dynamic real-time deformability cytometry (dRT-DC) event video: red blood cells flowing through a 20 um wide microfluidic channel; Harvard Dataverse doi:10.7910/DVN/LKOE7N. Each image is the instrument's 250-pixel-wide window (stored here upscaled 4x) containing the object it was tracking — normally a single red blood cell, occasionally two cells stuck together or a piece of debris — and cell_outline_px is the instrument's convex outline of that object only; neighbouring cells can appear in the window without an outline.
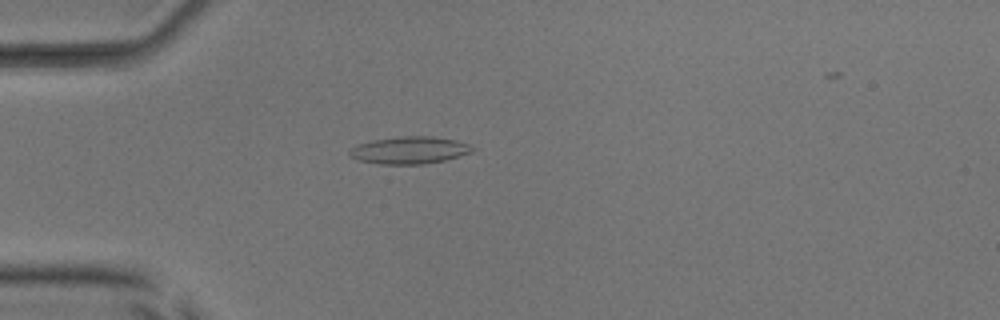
{"species": "common noctule bat (a hibernating species)", "species_latin": "Nyctalus noctula", "temperature_condition": "room temperature", "stored_images_in_passage": 39, "camera_frame_rate_fps": 3000, "um_per_image_px": 0.085, "animal": {"sex": "male", "body_mass_g": 17.9, "forearm_length_mm": 54.2}, "frame": {"image": 1, "passage_image": 2, "time_ms": 0.333, "image_size_px": [1000, 320], "cell_outline_px": [[476, 148], [472, 152], [444, 160], [424, 164], [380, 164], [356, 160], [348, 156], [348, 152], [356, 144], [372, 140], [400, 136], [432, 136], [456, 140], [468, 144]], "centroid_in_image_um": [34.77, 12.76], "position_along_channel_um": 50.2, "area_um2": 19.65}}
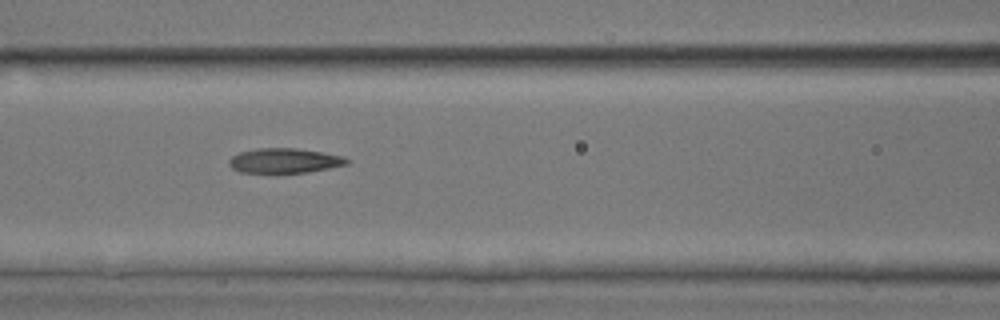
{"frame": {"image": 2, "passage_image": 10, "time_ms": 3.0, "image_size_px": [1000, 320], "cell_outline_px": [[352, 160], [348, 164], [308, 172], [240, 172], [232, 168], [228, 164], [228, 160], [232, 156], [240, 152], [256, 148], [296, 148], [344, 156]], "centroid_in_image_um": [24.19, 13.64], "position_along_channel_um": 142.4, "area_um2": 16.94}}
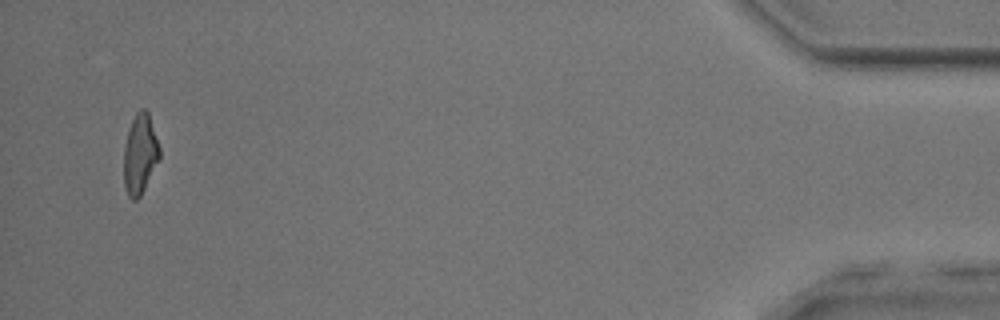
{"frame": {"image": 3, "passage_image": 37, "time_ms": 12.0, "image_size_px": [1000, 320], "cell_outline_px": [[160, 156], [140, 196], [136, 200], [132, 200], [128, 196], [124, 184], [124, 148], [128, 132], [132, 120], [136, 112], [140, 108], [144, 108], [148, 112], [160, 148]], "centroid_in_image_um": [11.89, 13.08], "position_along_channel_um": 423.3, "area_um2": 16.36}, "authors_computed_cell_mechanics": {"area_um2": 17.1666, "velocity_mm_per_s": 4.0183, "shape_relaxation_time_tau1_ms": 6.317, "shape_relaxation_time_tau2_ms": 3.6497, "deformation_change_tau1": 0.1796, "deformation_change_tau2": 0.1493}}